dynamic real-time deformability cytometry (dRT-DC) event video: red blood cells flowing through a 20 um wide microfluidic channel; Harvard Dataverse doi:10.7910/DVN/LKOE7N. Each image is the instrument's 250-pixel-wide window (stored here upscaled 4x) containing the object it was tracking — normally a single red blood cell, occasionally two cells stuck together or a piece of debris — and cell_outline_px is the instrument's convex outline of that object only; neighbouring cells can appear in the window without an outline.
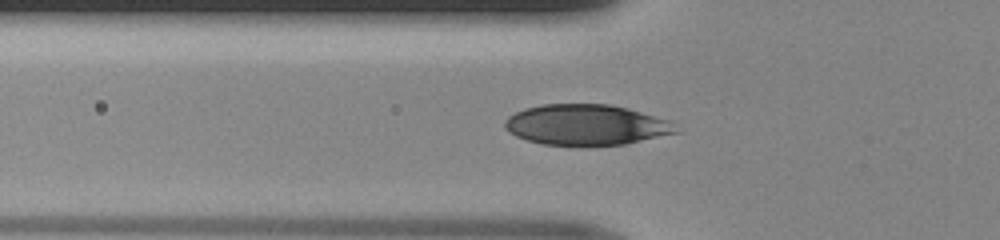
{"species": "human", "species_latin": "Homo sapiens", "temperature_condition": "room temperature", "stored_images_in_passage": 36, "camera_frame_rate_fps": 3000, "um_per_image_px": 0.085, "donor": {"sex": "male"}, "frame": {"image": 1, "passage_image": 6, "time_ms": 1.667, "image_size_px": [1000, 240], "cell_outline_px": [[680, 132], [624, 144], [544, 144], [528, 140], [516, 136], [508, 132], [504, 128], [504, 124], [508, 116], [524, 108], [544, 104], [608, 104], [628, 108], [668, 120]], "centroid_in_image_um": [49.79, 10.59], "position_along_channel_um": 76.0, "area_um2": 39.94}}
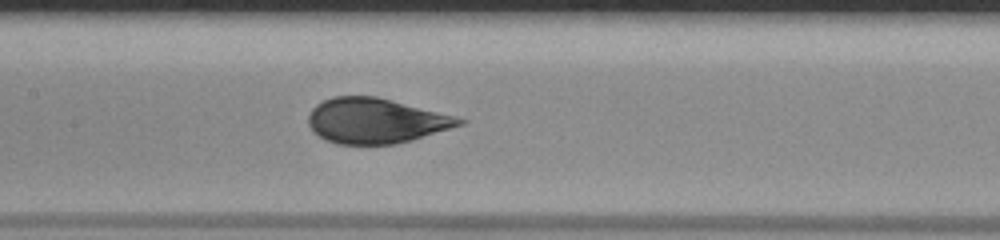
{"frame": {"image": 2, "passage_image": 13, "time_ms": 4.0, "image_size_px": [1000, 240], "cell_outline_px": [[468, 120], [464, 124], [412, 140], [396, 144], [336, 144], [324, 140], [312, 132], [308, 124], [308, 116], [312, 108], [316, 104], [332, 96], [376, 96], [456, 116]], "centroid_in_image_um": [31.91, 10.27], "position_along_channel_um": 175.5, "area_um2": 39.88}}
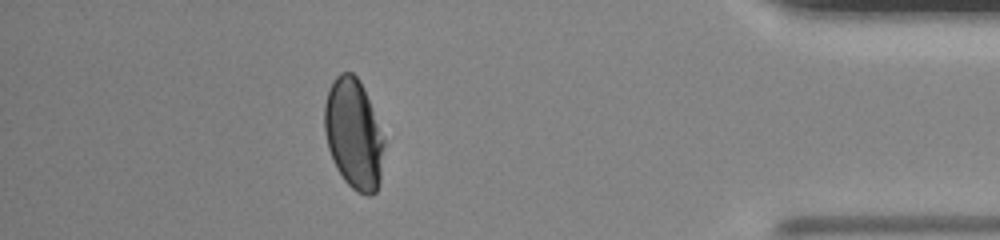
{"frame": {"image": 3, "passage_image": 32, "time_ms": 10.333, "image_size_px": [1000, 240], "cell_outline_px": [[384, 144], [380, 184], [376, 192], [372, 196], [368, 196], [356, 192], [344, 180], [336, 168], [332, 160], [328, 148], [324, 132], [324, 104], [328, 88], [332, 80], [340, 72], [352, 72], [360, 80], [364, 88], [372, 108], [384, 140]], "centroid_in_image_um": [30.04, 11.4], "position_along_channel_um": 405.2, "area_um2": 38.61}}